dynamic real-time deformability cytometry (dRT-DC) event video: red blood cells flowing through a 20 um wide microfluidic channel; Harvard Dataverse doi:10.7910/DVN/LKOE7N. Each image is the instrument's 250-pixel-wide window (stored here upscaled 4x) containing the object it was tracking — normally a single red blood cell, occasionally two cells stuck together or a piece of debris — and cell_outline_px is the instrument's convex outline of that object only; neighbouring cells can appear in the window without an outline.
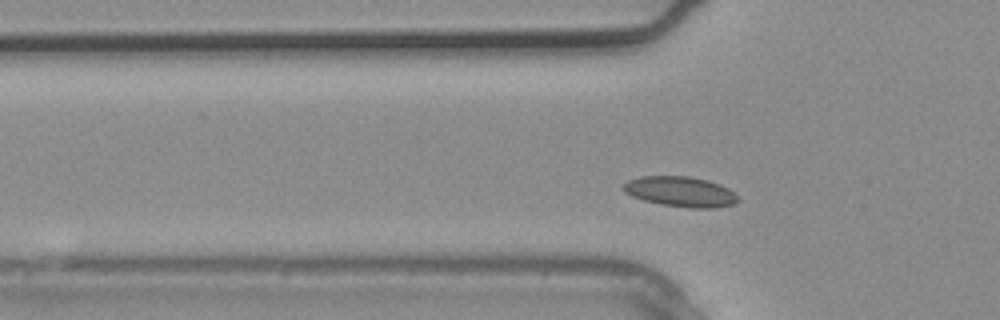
{"species": "common noctule bat (a hibernating species)", "species_latin": "Nyctalus noctula", "temperature_condition": "warm", "stored_images_in_passage": 3, "camera_frame_rate_fps": 3000, "um_per_image_px": 0.085, "animal": {"sex": "male", "body_mass_g": 20.4}, "frame": {"image": 1, "passage_image": 3, "time_ms": 0.667, "image_size_px": [1000, 320], "cell_outline_px": [[740, 200], [732, 204], [712, 208], [692, 208], [660, 204], [644, 200], [632, 196], [624, 192], [620, 188], [628, 180], [640, 176], [688, 176], [708, 180], [728, 188]], "centroid_in_image_um": [57.79, 16.28], "position_along_channel_um": 68.0, "area_um2": 20.11}}